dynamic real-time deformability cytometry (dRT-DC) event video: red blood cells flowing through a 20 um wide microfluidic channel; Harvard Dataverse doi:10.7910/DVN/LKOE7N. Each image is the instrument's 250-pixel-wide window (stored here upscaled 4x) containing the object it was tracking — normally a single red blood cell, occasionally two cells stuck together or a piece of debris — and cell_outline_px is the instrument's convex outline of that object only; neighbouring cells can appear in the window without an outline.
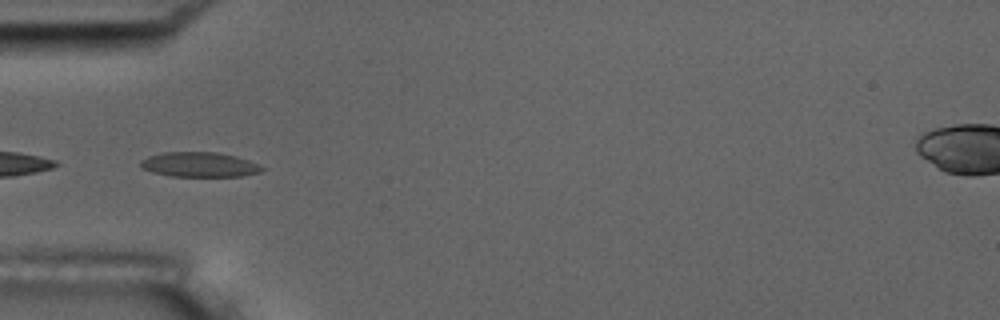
{"species": "common noctule bat (a hibernating species)", "species_latin": "Nyctalus noctula", "temperature_condition": "room temperature", "stored_images_in_passage": 6, "camera_frame_rate_fps": 3000, "um_per_image_px": 0.085, "animal": {"sex": "male", "body_mass_g": 17.5, "forearm_length_mm": 52.3}, "frame": {"image": 1, "passage_image": 5, "time_ms": 4.667, "image_size_px": [1000, 320], "cell_outline_px": [[268, 168], [260, 172], [240, 176], [172, 176], [152, 172], [144, 168], [140, 164], [140, 160], [148, 156], [160, 152], [216, 152], [236, 156], [248, 160]], "centroid_in_image_um": [16.96, 13.98], "position_along_channel_um": 68.0, "area_um2": 17.57}}